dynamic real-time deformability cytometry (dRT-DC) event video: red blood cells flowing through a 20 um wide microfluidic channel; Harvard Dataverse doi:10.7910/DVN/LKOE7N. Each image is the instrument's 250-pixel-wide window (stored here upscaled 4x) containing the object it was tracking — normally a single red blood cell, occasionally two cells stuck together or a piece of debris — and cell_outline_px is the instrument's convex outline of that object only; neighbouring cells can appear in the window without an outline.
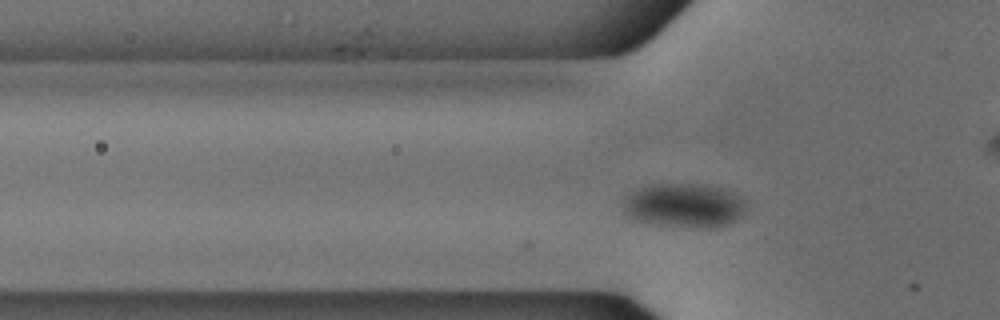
{"species": "common noctule bat (a hibernating species)", "species_latin": "Nyctalus noctula", "temperature_condition": "cold", "stored_images_in_passage": 50, "camera_frame_rate_fps": 3000, "um_per_image_px": 0.085, "animal": {"sex": "male", "body_mass_g": 18.8}, "frame": {"image": 1, "passage_image": 13, "time_ms": 4.0, "image_size_px": [1000, 320], "cell_outline_px": [[744, 208], [740, 216], [736, 220], [728, 224], [716, 228], [700, 228], [660, 224], [640, 220], [628, 216], [624, 212], [624, 200], [632, 192], [648, 184], [704, 184], [720, 188], [736, 196], [744, 204]], "centroid_in_image_um": [58.13, 17.46], "position_along_channel_um": 67.7, "area_um2": 30.92}}
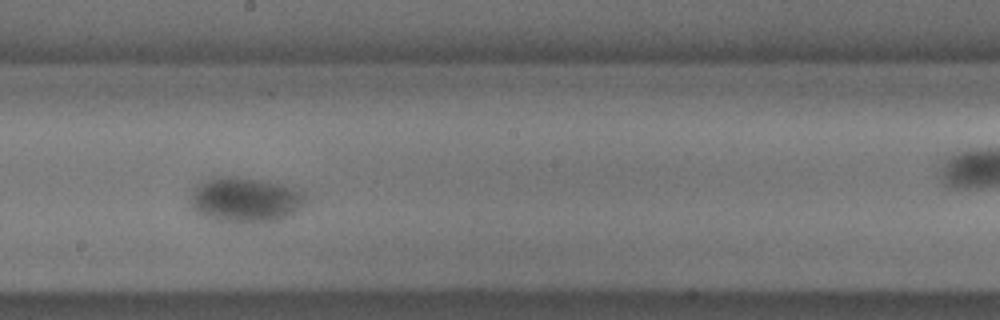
{"frame": {"image": 2, "passage_image": 26, "time_ms": 8.333, "image_size_px": [1000, 320], "cell_outline_px": [[308, 200], [304, 204], [288, 216], [280, 220], [244, 224], [236, 224], [208, 220], [192, 212], [188, 208], [188, 200], [192, 188], [200, 180], [212, 176], [236, 176], [264, 180], [284, 184], [308, 192]], "centroid_in_image_um": [20.75, 16.99], "position_along_channel_um": 227.4, "area_um2": 32.25}}
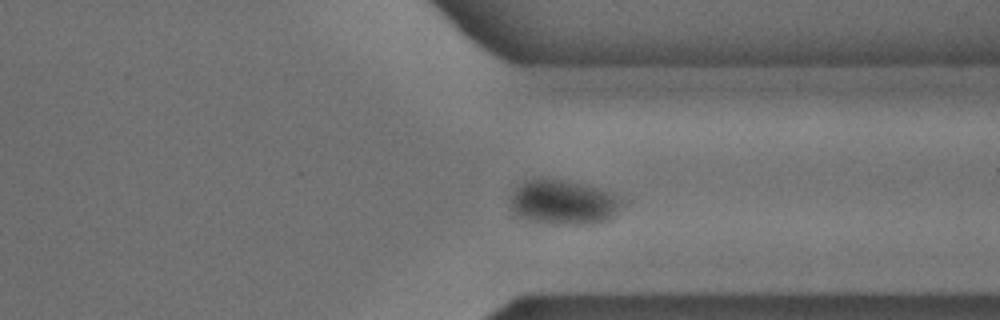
{"frame": {"image": 3, "passage_image": 37, "time_ms": 12.0, "image_size_px": [1000, 320], "cell_outline_px": [[624, 204], [616, 216], [600, 224], [556, 224], [532, 220], [520, 216], [512, 208], [512, 196], [516, 188], [524, 180], [540, 176], [600, 188], [620, 196], [624, 200]], "centroid_in_image_um": [47.98, 17.19], "position_along_channel_um": 363.4, "area_um2": 29.3}, "authors_computed_cell_mechanics": {"area_um2": 29.6225, "velocity_mm_per_s": 3.712, "shape_relaxation_time_tau1_ms": 3.4387, "shape_relaxation_time_tau2_ms": null, "deformation_change_tau1": 0.063, "deformation_change_tau2": null}}